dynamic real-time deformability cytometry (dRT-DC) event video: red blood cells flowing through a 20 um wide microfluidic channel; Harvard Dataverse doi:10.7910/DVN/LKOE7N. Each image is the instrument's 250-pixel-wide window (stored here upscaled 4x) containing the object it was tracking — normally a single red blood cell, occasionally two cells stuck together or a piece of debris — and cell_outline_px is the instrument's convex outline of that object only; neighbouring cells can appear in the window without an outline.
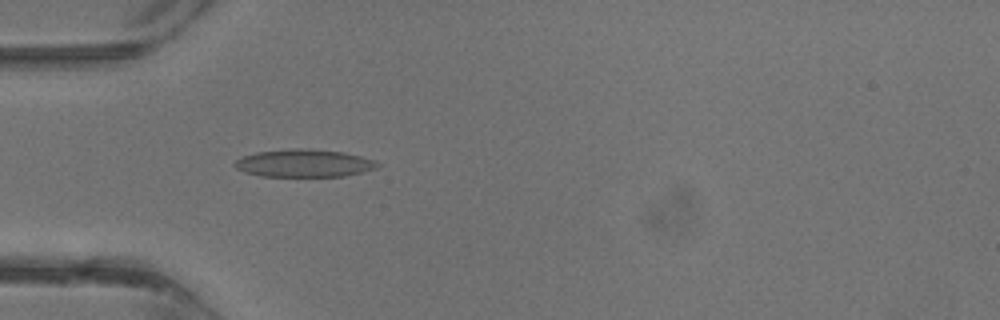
{"species": "common noctule bat (a hibernating species)", "species_latin": "Nyctalus noctula", "temperature_condition": "warm", "stored_images_in_passage": 33, "camera_frame_rate_fps": 3000, "um_per_image_px": 0.085, "animal": {"sex": "male", "body_mass_g": 13.3}, "frame": {"image": 1, "passage_image": 7, "time_ms": 2.0, "image_size_px": [1000, 320], "cell_outline_px": [[380, 164], [376, 168], [344, 176], [260, 176], [244, 172], [236, 168], [232, 164], [236, 160], [244, 156], [256, 152], [292, 148], [308, 148], [344, 152], [376, 160]], "centroid_in_image_um": [25.83, 13.86], "position_along_channel_um": 59.2, "area_um2": 23.06}}
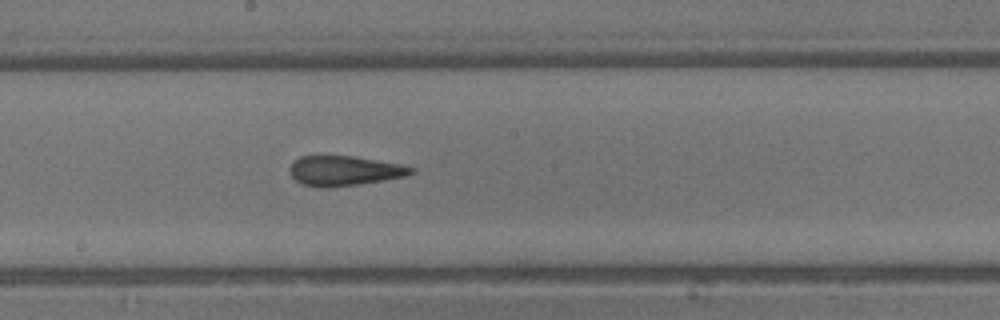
{"frame": {"image": 2, "passage_image": 16, "time_ms": 5.0, "image_size_px": [1000, 320], "cell_outline_px": [[416, 172], [404, 176], [384, 180], [360, 184], [328, 188], [324, 188], [304, 184], [296, 180], [292, 176], [288, 168], [300, 156], [352, 156], [404, 164], [416, 168]], "centroid_in_image_um": [29.32, 14.51], "position_along_channel_um": 218.9, "area_um2": 21.15}}
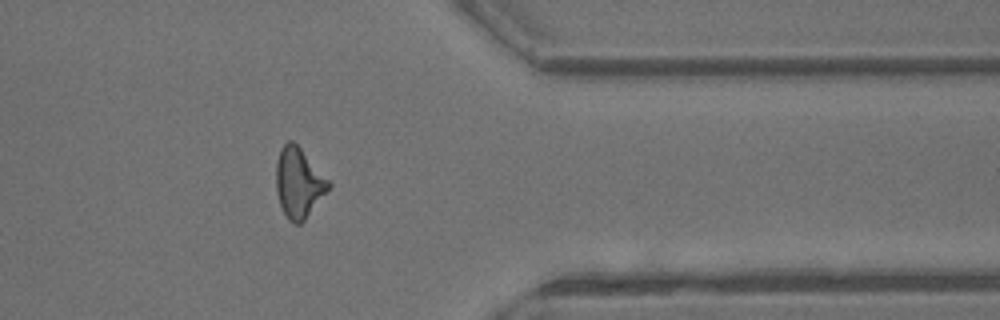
{"frame": {"image": 3, "passage_image": 26, "time_ms": 8.333, "image_size_px": [1000, 320], "cell_outline_px": [[332, 184], [304, 220], [300, 224], [292, 224], [288, 220], [280, 204], [276, 188], [276, 164], [280, 148], [288, 140], [292, 140], [300, 148]], "centroid_in_image_um": [25.36, 15.54], "position_along_channel_um": 386.0, "area_um2": 20.98}}